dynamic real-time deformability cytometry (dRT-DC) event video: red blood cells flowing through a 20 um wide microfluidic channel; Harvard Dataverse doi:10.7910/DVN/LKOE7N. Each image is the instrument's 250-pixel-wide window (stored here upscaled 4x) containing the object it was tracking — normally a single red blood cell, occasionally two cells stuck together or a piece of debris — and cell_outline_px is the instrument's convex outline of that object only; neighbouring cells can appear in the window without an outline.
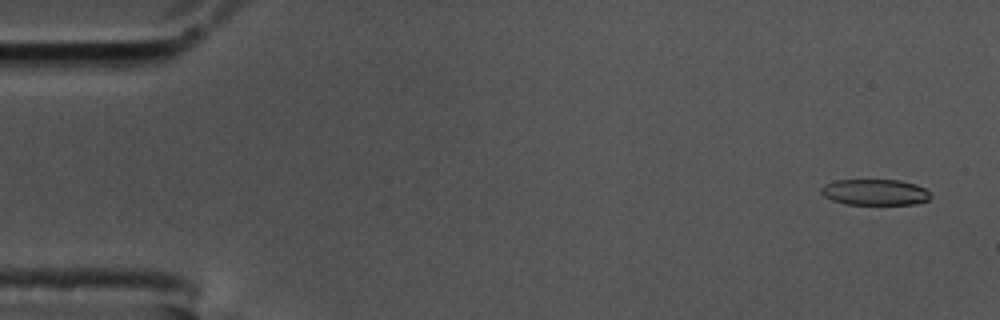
{"species": "common noctule bat (a hibernating species)", "species_latin": "Nyctalus noctula", "temperature_condition": "cold", "stored_images_in_passage": 58, "camera_frame_rate_fps": 3000, "um_per_image_px": 0.085, "animal": {"sex": "male", "body_mass_g": 17.5, "forearm_length_mm": 52.3}, "frame": {"image": 1, "passage_image": 3, "time_ms": 0.667, "image_size_px": [1000, 320], "cell_outline_px": [[932, 196], [928, 200], [916, 204], [844, 204], [832, 200], [824, 196], [820, 192], [820, 188], [824, 184], [836, 180], [900, 180], [916, 184], [924, 188]], "centroid_in_image_um": [74.36, 16.33], "position_along_channel_um": 10.6, "area_um2": 16.65}}
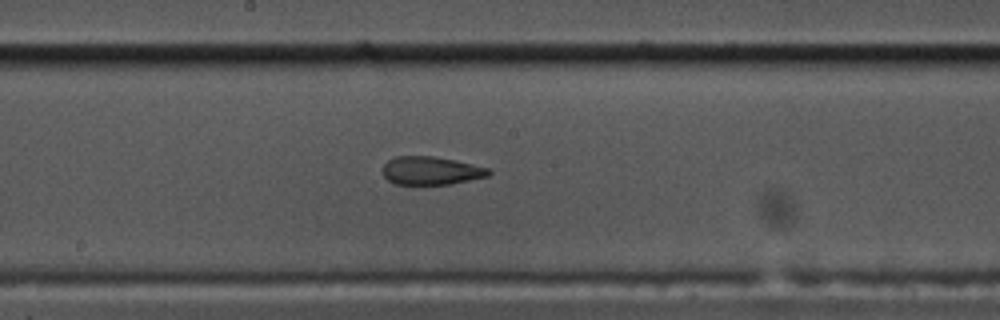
{"frame": {"image": 2, "passage_image": 31, "time_ms": 10.0, "image_size_px": [1000, 320], "cell_outline_px": [[492, 172], [488, 176], [448, 184], [396, 184], [388, 180], [384, 176], [384, 164], [388, 160], [396, 156], [432, 156], [492, 168]], "centroid_in_image_um": [36.65, 14.5], "position_along_channel_um": 211.5, "area_um2": 17.22}}
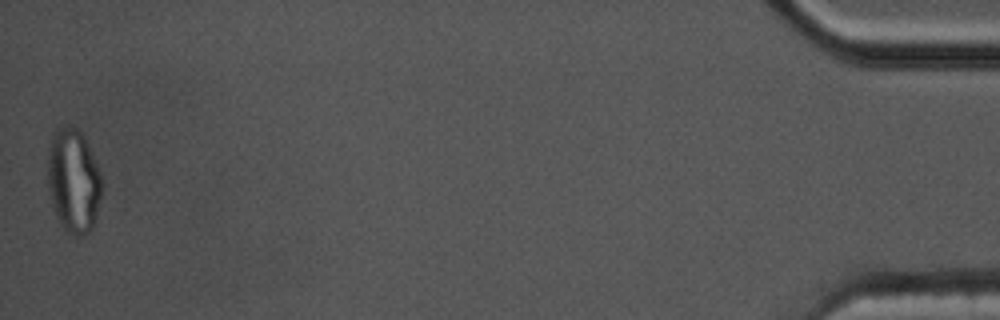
{"frame": {"image": 3, "passage_image": 58, "time_ms": 19.0, "image_size_px": [1000, 320], "cell_outline_px": [[100, 196], [96, 216], [92, 228], [84, 236], [76, 236], [68, 232], [60, 224], [52, 208], [48, 188], [48, 156], [52, 136], [56, 128], [64, 124], [72, 124], [80, 132], [100, 172]], "centroid_in_image_um": [6.2, 15.38], "position_along_channel_um": 429.0, "area_um2": 32.48}, "authors_computed_cell_mechanics": {"area_um2": 18.5538, "velocity_mm_per_s": 3.4711, "shape_relaxation_time_tau1_ms": null, "shape_relaxation_time_tau2_ms": 1.7918, "deformation_change_tau1": null, "deformation_change_tau2": 0.093}}